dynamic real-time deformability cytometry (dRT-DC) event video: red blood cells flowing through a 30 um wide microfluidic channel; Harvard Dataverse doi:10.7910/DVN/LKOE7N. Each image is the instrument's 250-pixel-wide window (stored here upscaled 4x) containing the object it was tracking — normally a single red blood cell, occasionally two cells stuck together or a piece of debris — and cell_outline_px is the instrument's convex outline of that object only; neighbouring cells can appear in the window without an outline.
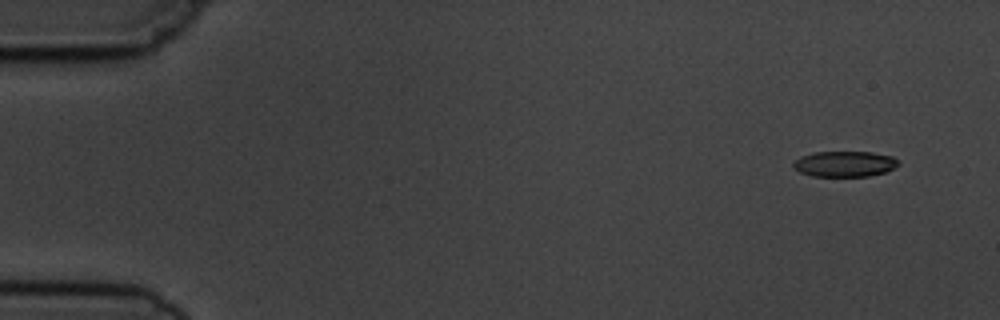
{"species": "common noctule bat (a hibernating species)", "species_latin": "Nyctalus noctula", "temperature_condition": "cold", "stored_images_in_passage": 10, "camera_frame_rate_fps": 3000, "um_per_image_px": 0.085, "animal": {"sex": "male", "body_mass_g": 19.5, "forearm_length_mm": 54.6}, "frame": {"image": 1, "passage_image": 1, "time_ms": 0.0, "image_size_px": [1000, 320], "cell_outline_px": [[900, 164], [884, 172], [868, 176], [812, 176], [800, 172], [792, 164], [800, 156], [816, 152], [872, 152], [892, 156]], "centroid_in_image_um": [71.79, 13.93], "position_along_channel_um": 13.2, "area_um2": 15.49}}
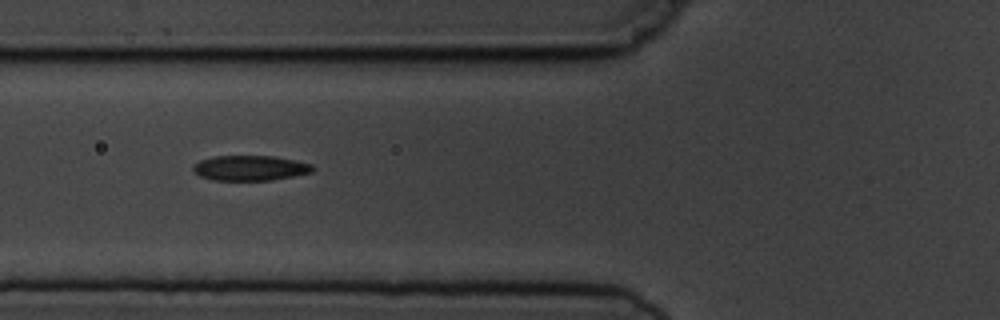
{"frame": {"image": 2, "passage_image": 6, "time_ms": 5.667, "image_size_px": [1000, 320], "cell_outline_px": [[316, 168], [312, 172], [272, 180], [212, 180], [200, 176], [192, 172], [192, 164], [200, 160], [216, 156], [272, 156], [296, 160], [312, 164]], "centroid_in_image_um": [21.24, 14.28], "position_along_channel_um": 104.6, "area_um2": 17.63}}
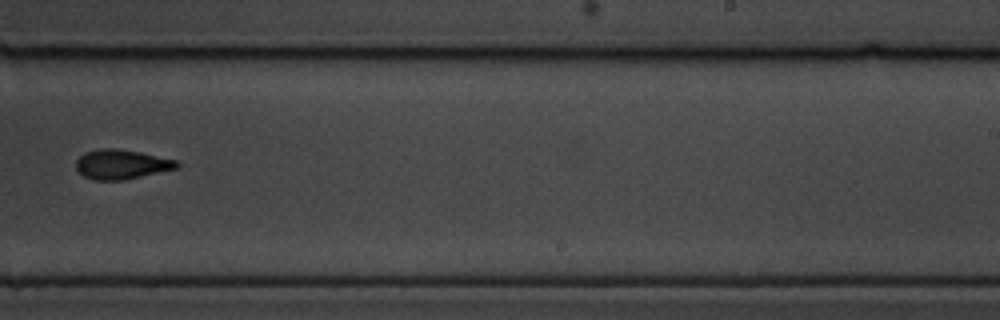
{"frame": {"image": 3, "passage_image": 10, "time_ms": 10.333, "image_size_px": [1000, 320], "cell_outline_px": [[180, 168], [124, 180], [92, 180], [84, 176], [76, 168], [76, 160], [84, 152], [104, 148], [112, 148], [140, 152], [176, 160], [180, 164]], "centroid_in_image_um": [10.34, 13.98], "position_along_channel_um": 278.7, "area_um2": 17.4}}